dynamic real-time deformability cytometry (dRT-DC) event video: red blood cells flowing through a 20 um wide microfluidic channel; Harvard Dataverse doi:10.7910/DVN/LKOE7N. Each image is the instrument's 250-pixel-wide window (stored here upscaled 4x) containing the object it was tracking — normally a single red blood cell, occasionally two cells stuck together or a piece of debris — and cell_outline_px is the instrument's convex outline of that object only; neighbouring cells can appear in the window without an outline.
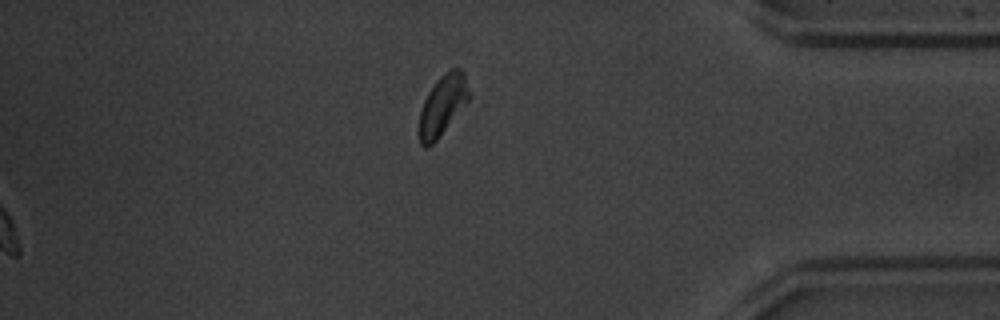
{"species": "common noctule bat (a hibernating species)", "species_latin": "Nyctalus noctula", "temperature_condition": "warm", "stored_images_in_passage": 53, "segment_of_instrument_passage": [2, 2], "camera_frame_rate_fps": 3000, "um_per_image_px": 0.085, "animal": {"sex": "male", "body_mass_g": 20.1, "forearm_length_mm": 53.5}, "frame": {"image": 1, "passage_image": 53, "time_ms": 17.333, "image_size_px": [1000, 320], "cell_outline_px": [[468, 100], [436, 140], [428, 148], [424, 148], [420, 144], [416, 132], [420, 112], [424, 100], [428, 92], [436, 80], [448, 68], [460, 68], [464, 72], [468, 92]], "centroid_in_image_um": [37.54, 8.96], "position_along_channel_um": 397.7, "area_um2": 17.51}}